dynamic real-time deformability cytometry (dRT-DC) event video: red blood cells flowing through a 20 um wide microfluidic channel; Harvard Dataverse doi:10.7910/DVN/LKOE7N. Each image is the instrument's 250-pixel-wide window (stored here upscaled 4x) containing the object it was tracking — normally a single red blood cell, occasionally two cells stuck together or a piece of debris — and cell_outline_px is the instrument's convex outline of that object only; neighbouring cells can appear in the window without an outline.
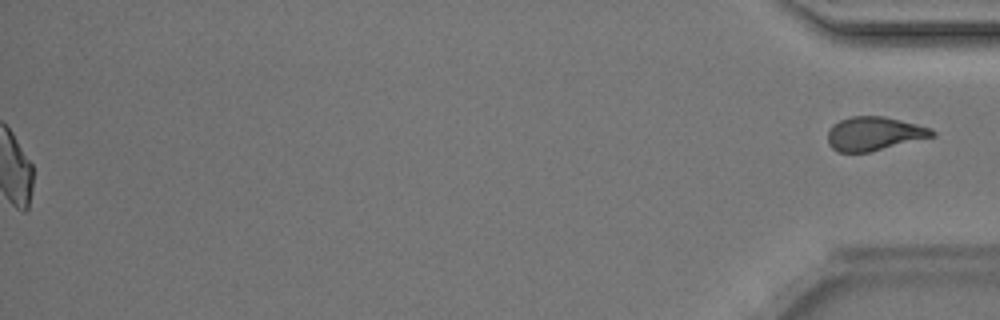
{"species": "Egyptian fruit bat (a non-hibernating species)", "species_latin": "Rousettus aegyptiacus", "temperature_condition": "room temperature", "stored_images_in_passage": 48, "segment_of_instrument_passage": [2, 2], "camera_frame_rate_fps": 3000, "um_per_image_px": 0.085, "animal": {"sex": "male"}, "frame": {"image": 1, "passage_image": 48, "time_ms": 15.667, "image_size_px": [1000, 320], "cell_outline_px": [[936, 136], [868, 152], [840, 152], [832, 148], [828, 144], [828, 132], [832, 124], [848, 116], [884, 116], [932, 128], [936, 132]], "centroid_in_image_um": [74.3, 11.35], "position_along_channel_um": 360.9, "area_um2": 20.58}}